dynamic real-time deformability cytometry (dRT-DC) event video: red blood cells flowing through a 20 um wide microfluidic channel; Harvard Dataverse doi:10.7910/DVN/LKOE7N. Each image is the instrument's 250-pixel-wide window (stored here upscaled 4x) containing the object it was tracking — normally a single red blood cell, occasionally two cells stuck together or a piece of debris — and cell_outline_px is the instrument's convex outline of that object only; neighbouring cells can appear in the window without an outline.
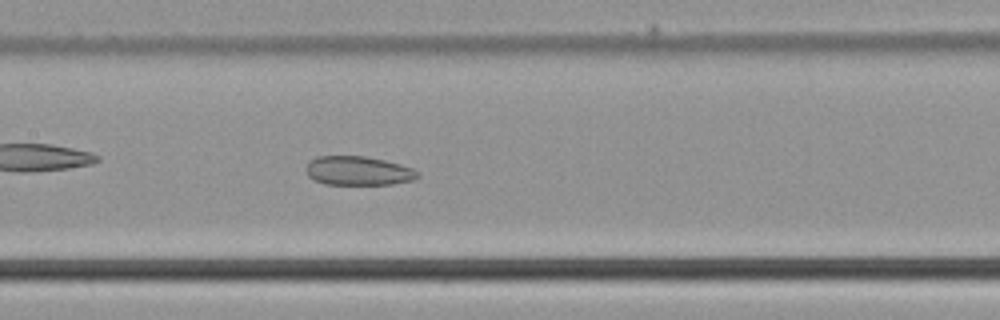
{"species": "common noctule bat (a hibernating species)", "species_latin": "Nyctalus noctula", "temperature_condition": "cold", "stored_images_in_passage": 37, "camera_frame_rate_fps": 3000, "um_per_image_px": 0.085, "animal": {"sex": "male", "body_mass_g": 21.5, "forearm_length_mm": 52.0}, "frame": {"image": 1, "passage_image": 11, "time_ms": 3.333, "image_size_px": [1000, 320], "cell_outline_px": [[420, 176], [416, 180], [392, 184], [324, 184], [312, 180], [308, 176], [304, 168], [316, 156], [364, 156], [384, 160], [400, 164], [412, 168]], "centroid_in_image_um": [30.43, 14.52], "position_along_channel_um": 177.0, "area_um2": 18.96}}
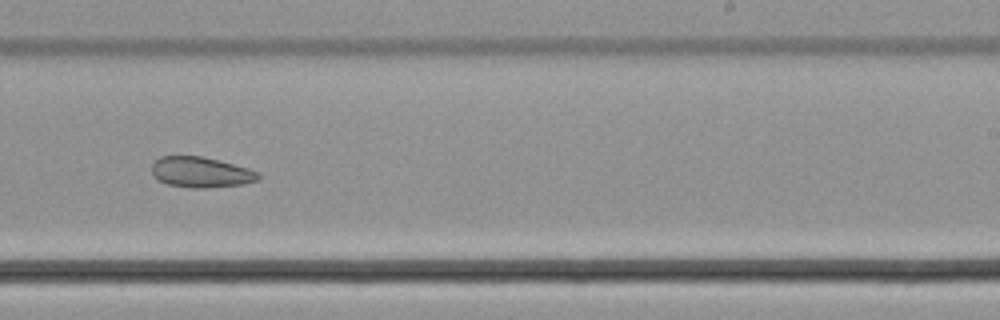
{"frame": {"image": 2, "passage_image": 18, "time_ms": 5.667, "image_size_px": [1000, 320], "cell_outline_px": [[260, 180], [244, 184], [204, 188], [192, 188], [168, 184], [152, 176], [152, 164], [160, 156], [200, 156], [220, 160], [248, 168], [260, 172]], "centroid_in_image_um": [17.11, 14.64], "position_along_channel_um": 271.9, "area_um2": 19.07}}
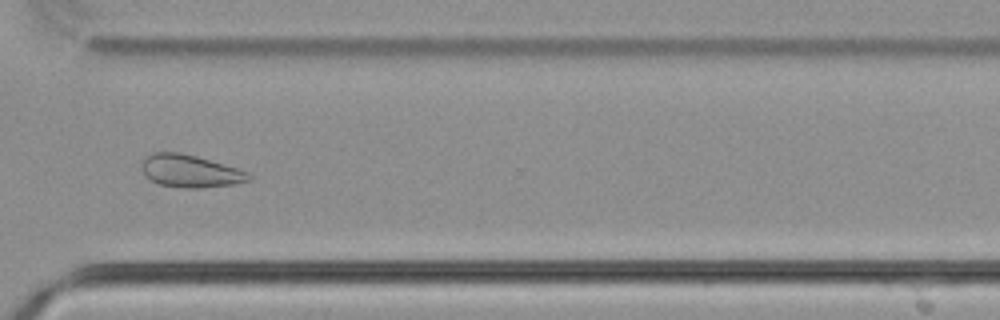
{"frame": {"image": 3, "passage_image": 24, "time_ms": 7.667, "image_size_px": [1000, 320], "cell_outline_px": [[252, 180], [236, 184], [200, 188], [180, 188], [160, 184], [144, 176], [140, 168], [140, 160], [144, 156], [152, 152], [180, 152], [196, 156], [236, 168], [248, 172], [252, 176]], "centroid_in_image_um": [16.11, 14.54], "position_along_channel_um": 354.5, "area_um2": 20.63}}